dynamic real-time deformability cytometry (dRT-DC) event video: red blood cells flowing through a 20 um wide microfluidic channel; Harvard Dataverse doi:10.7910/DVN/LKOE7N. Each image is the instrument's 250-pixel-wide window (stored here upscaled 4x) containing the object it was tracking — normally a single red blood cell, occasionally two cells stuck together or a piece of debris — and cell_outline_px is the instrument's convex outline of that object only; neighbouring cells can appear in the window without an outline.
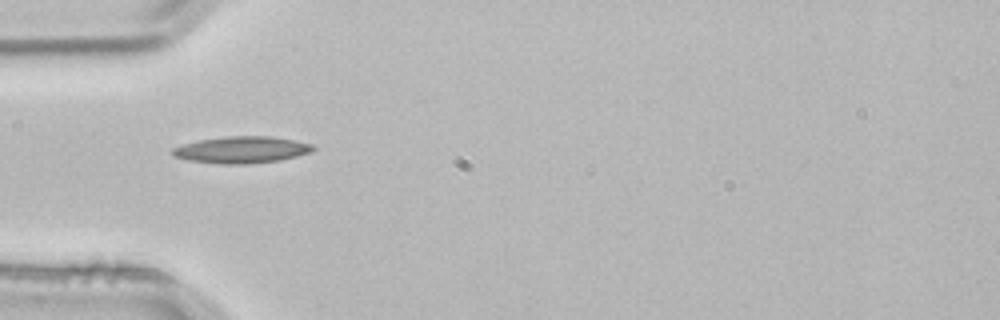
{"species": "common noctule bat (a hibernating species)", "species_latin": "Nyctalus noctula", "temperature_condition": "room temperature", "stored_images_in_passage": 1, "camera_frame_rate_fps": 3000, "um_per_image_px": 0.085, "animal": {"sex": "male", "body_mass_g": 21.5, "forearm_length_mm": 52.0}, "frame": {"image": 1, "passage_image": 1, "time_ms": 0.0, "image_size_px": [1000, 320], "cell_outline_px": [[316, 148], [312, 152], [280, 160], [248, 164], [220, 164], [188, 160], [172, 156], [168, 152], [172, 148], [184, 144], [200, 140], [228, 136], [272, 136], [312, 144]], "centroid_in_image_um": [20.51, 12.74], "position_along_channel_um": 64.5, "area_um2": 21.96}}